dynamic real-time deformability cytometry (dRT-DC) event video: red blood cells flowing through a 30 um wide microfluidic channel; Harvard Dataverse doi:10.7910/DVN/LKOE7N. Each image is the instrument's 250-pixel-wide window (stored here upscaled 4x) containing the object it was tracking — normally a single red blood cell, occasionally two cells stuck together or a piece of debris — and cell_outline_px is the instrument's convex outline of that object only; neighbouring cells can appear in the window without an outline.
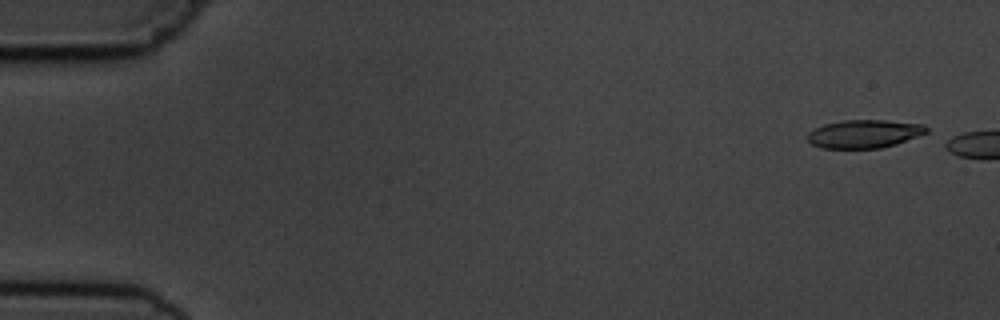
{"species": "common noctule bat (a hibernating species)", "species_latin": "Nyctalus noctula", "temperature_condition": "cold", "stored_images_in_passage": 3, "camera_frame_rate_fps": 3000, "um_per_image_px": 0.085, "animal": {"sex": "male", "body_mass_g": 19.5, "forearm_length_mm": 54.6}, "frame": {"image": 1, "passage_image": 1, "time_ms": 0.0, "image_size_px": [1000, 320], "cell_outline_px": [[928, 132], [896, 144], [880, 148], [820, 148], [812, 144], [808, 140], [808, 132], [824, 124], [844, 120], [884, 120], [924, 124], [928, 128]], "centroid_in_image_um": [73.46, 11.37], "position_along_channel_um": 11.5, "area_um2": 19.48}}